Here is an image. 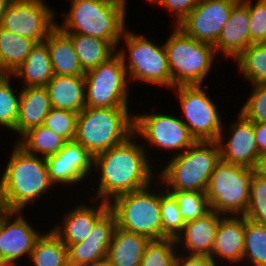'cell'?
<instances>
[{
	"label": "cell",
	"instance_id": "43",
	"mask_svg": "<svg viewBox=\"0 0 266 266\" xmlns=\"http://www.w3.org/2000/svg\"><path fill=\"white\" fill-rule=\"evenodd\" d=\"M175 266H220V263L218 265L211 256L188 255L178 251Z\"/></svg>",
	"mask_w": 266,
	"mask_h": 266
},
{
	"label": "cell",
	"instance_id": "46",
	"mask_svg": "<svg viewBox=\"0 0 266 266\" xmlns=\"http://www.w3.org/2000/svg\"><path fill=\"white\" fill-rule=\"evenodd\" d=\"M12 0H0V27L2 26L3 17L5 11L7 10L8 6L10 5Z\"/></svg>",
	"mask_w": 266,
	"mask_h": 266
},
{
	"label": "cell",
	"instance_id": "30",
	"mask_svg": "<svg viewBox=\"0 0 266 266\" xmlns=\"http://www.w3.org/2000/svg\"><path fill=\"white\" fill-rule=\"evenodd\" d=\"M36 43L0 27V64L11 75L25 61Z\"/></svg>",
	"mask_w": 266,
	"mask_h": 266
},
{
	"label": "cell",
	"instance_id": "31",
	"mask_svg": "<svg viewBox=\"0 0 266 266\" xmlns=\"http://www.w3.org/2000/svg\"><path fill=\"white\" fill-rule=\"evenodd\" d=\"M34 266H69L68 249L50 229L36 240L29 262Z\"/></svg>",
	"mask_w": 266,
	"mask_h": 266
},
{
	"label": "cell",
	"instance_id": "27",
	"mask_svg": "<svg viewBox=\"0 0 266 266\" xmlns=\"http://www.w3.org/2000/svg\"><path fill=\"white\" fill-rule=\"evenodd\" d=\"M11 75L14 79H24L20 88L45 86L54 76L47 43H36L25 61Z\"/></svg>",
	"mask_w": 266,
	"mask_h": 266
},
{
	"label": "cell",
	"instance_id": "17",
	"mask_svg": "<svg viewBox=\"0 0 266 266\" xmlns=\"http://www.w3.org/2000/svg\"><path fill=\"white\" fill-rule=\"evenodd\" d=\"M228 126V130H224L226 127L223 125L217 139L220 160L253 168L260 154L256 144L253 122L248 121L238 112L236 121H232ZM224 132L225 134H223Z\"/></svg>",
	"mask_w": 266,
	"mask_h": 266
},
{
	"label": "cell",
	"instance_id": "16",
	"mask_svg": "<svg viewBox=\"0 0 266 266\" xmlns=\"http://www.w3.org/2000/svg\"><path fill=\"white\" fill-rule=\"evenodd\" d=\"M93 155L80 143L67 141L55 155L45 158L50 181L54 185H78L93 171ZM77 183V184H76Z\"/></svg>",
	"mask_w": 266,
	"mask_h": 266
},
{
	"label": "cell",
	"instance_id": "33",
	"mask_svg": "<svg viewBox=\"0 0 266 266\" xmlns=\"http://www.w3.org/2000/svg\"><path fill=\"white\" fill-rule=\"evenodd\" d=\"M242 264L266 266V225L257 224L246 217Z\"/></svg>",
	"mask_w": 266,
	"mask_h": 266
},
{
	"label": "cell",
	"instance_id": "23",
	"mask_svg": "<svg viewBox=\"0 0 266 266\" xmlns=\"http://www.w3.org/2000/svg\"><path fill=\"white\" fill-rule=\"evenodd\" d=\"M51 109L45 86L21 88L18 119L12 133L20 138L29 129L43 125Z\"/></svg>",
	"mask_w": 266,
	"mask_h": 266
},
{
	"label": "cell",
	"instance_id": "7",
	"mask_svg": "<svg viewBox=\"0 0 266 266\" xmlns=\"http://www.w3.org/2000/svg\"><path fill=\"white\" fill-rule=\"evenodd\" d=\"M164 42L173 88L178 85H202L215 63L213 45L197 41L178 26Z\"/></svg>",
	"mask_w": 266,
	"mask_h": 266
},
{
	"label": "cell",
	"instance_id": "26",
	"mask_svg": "<svg viewBox=\"0 0 266 266\" xmlns=\"http://www.w3.org/2000/svg\"><path fill=\"white\" fill-rule=\"evenodd\" d=\"M45 42L54 75H85L71 39L57 26L48 34Z\"/></svg>",
	"mask_w": 266,
	"mask_h": 266
},
{
	"label": "cell",
	"instance_id": "42",
	"mask_svg": "<svg viewBox=\"0 0 266 266\" xmlns=\"http://www.w3.org/2000/svg\"><path fill=\"white\" fill-rule=\"evenodd\" d=\"M170 12L177 26L198 4L199 0H148Z\"/></svg>",
	"mask_w": 266,
	"mask_h": 266
},
{
	"label": "cell",
	"instance_id": "5",
	"mask_svg": "<svg viewBox=\"0 0 266 266\" xmlns=\"http://www.w3.org/2000/svg\"><path fill=\"white\" fill-rule=\"evenodd\" d=\"M129 108L85 107L77 116L74 140L93 157L117 146L134 134V115Z\"/></svg>",
	"mask_w": 266,
	"mask_h": 266
},
{
	"label": "cell",
	"instance_id": "13",
	"mask_svg": "<svg viewBox=\"0 0 266 266\" xmlns=\"http://www.w3.org/2000/svg\"><path fill=\"white\" fill-rule=\"evenodd\" d=\"M56 16L55 9L45 0H12L1 27L39 43L56 27Z\"/></svg>",
	"mask_w": 266,
	"mask_h": 266
},
{
	"label": "cell",
	"instance_id": "15",
	"mask_svg": "<svg viewBox=\"0 0 266 266\" xmlns=\"http://www.w3.org/2000/svg\"><path fill=\"white\" fill-rule=\"evenodd\" d=\"M22 214L21 210H8L0 221V263L18 264L24 256L29 261L36 240L44 232L35 229Z\"/></svg>",
	"mask_w": 266,
	"mask_h": 266
},
{
	"label": "cell",
	"instance_id": "38",
	"mask_svg": "<svg viewBox=\"0 0 266 266\" xmlns=\"http://www.w3.org/2000/svg\"><path fill=\"white\" fill-rule=\"evenodd\" d=\"M244 216L257 224L266 225V180L254 174L250 182L249 206Z\"/></svg>",
	"mask_w": 266,
	"mask_h": 266
},
{
	"label": "cell",
	"instance_id": "9",
	"mask_svg": "<svg viewBox=\"0 0 266 266\" xmlns=\"http://www.w3.org/2000/svg\"><path fill=\"white\" fill-rule=\"evenodd\" d=\"M252 176V168L220 160L206 190L210 209L222 215L244 216L249 206Z\"/></svg>",
	"mask_w": 266,
	"mask_h": 266
},
{
	"label": "cell",
	"instance_id": "11",
	"mask_svg": "<svg viewBox=\"0 0 266 266\" xmlns=\"http://www.w3.org/2000/svg\"><path fill=\"white\" fill-rule=\"evenodd\" d=\"M204 85H178L172 88L179 98L180 119L196 141H217L222 130L219 107Z\"/></svg>",
	"mask_w": 266,
	"mask_h": 266
},
{
	"label": "cell",
	"instance_id": "29",
	"mask_svg": "<svg viewBox=\"0 0 266 266\" xmlns=\"http://www.w3.org/2000/svg\"><path fill=\"white\" fill-rule=\"evenodd\" d=\"M16 141L27 153L43 158L55 155L67 142L44 125L29 129L20 137V140L17 138Z\"/></svg>",
	"mask_w": 266,
	"mask_h": 266
},
{
	"label": "cell",
	"instance_id": "20",
	"mask_svg": "<svg viewBox=\"0 0 266 266\" xmlns=\"http://www.w3.org/2000/svg\"><path fill=\"white\" fill-rule=\"evenodd\" d=\"M224 216L210 210L203 217L186 222L175 239L177 250L188 255L211 256L217 228Z\"/></svg>",
	"mask_w": 266,
	"mask_h": 266
},
{
	"label": "cell",
	"instance_id": "24",
	"mask_svg": "<svg viewBox=\"0 0 266 266\" xmlns=\"http://www.w3.org/2000/svg\"><path fill=\"white\" fill-rule=\"evenodd\" d=\"M54 109L80 113L85 107V77L54 75L45 85Z\"/></svg>",
	"mask_w": 266,
	"mask_h": 266
},
{
	"label": "cell",
	"instance_id": "6",
	"mask_svg": "<svg viewBox=\"0 0 266 266\" xmlns=\"http://www.w3.org/2000/svg\"><path fill=\"white\" fill-rule=\"evenodd\" d=\"M122 40L125 41L126 49L122 45L117 47V54L122 58L129 83L133 80L164 86L169 90L173 88L164 43L157 45L143 34L129 31V28L125 29L119 45Z\"/></svg>",
	"mask_w": 266,
	"mask_h": 266
},
{
	"label": "cell",
	"instance_id": "37",
	"mask_svg": "<svg viewBox=\"0 0 266 266\" xmlns=\"http://www.w3.org/2000/svg\"><path fill=\"white\" fill-rule=\"evenodd\" d=\"M162 231L168 238H174L183 231L186 222L180 216L178 202L175 197L162 187L161 191Z\"/></svg>",
	"mask_w": 266,
	"mask_h": 266
},
{
	"label": "cell",
	"instance_id": "14",
	"mask_svg": "<svg viewBox=\"0 0 266 266\" xmlns=\"http://www.w3.org/2000/svg\"><path fill=\"white\" fill-rule=\"evenodd\" d=\"M239 0H199L196 7L177 25L186 35L215 45Z\"/></svg>",
	"mask_w": 266,
	"mask_h": 266
},
{
	"label": "cell",
	"instance_id": "18",
	"mask_svg": "<svg viewBox=\"0 0 266 266\" xmlns=\"http://www.w3.org/2000/svg\"><path fill=\"white\" fill-rule=\"evenodd\" d=\"M115 228L116 217L109 209L85 240L67 248L69 266H94L106 260Z\"/></svg>",
	"mask_w": 266,
	"mask_h": 266
},
{
	"label": "cell",
	"instance_id": "25",
	"mask_svg": "<svg viewBox=\"0 0 266 266\" xmlns=\"http://www.w3.org/2000/svg\"><path fill=\"white\" fill-rule=\"evenodd\" d=\"M150 239L116 226L107 253V260L114 266H140Z\"/></svg>",
	"mask_w": 266,
	"mask_h": 266
},
{
	"label": "cell",
	"instance_id": "48",
	"mask_svg": "<svg viewBox=\"0 0 266 266\" xmlns=\"http://www.w3.org/2000/svg\"><path fill=\"white\" fill-rule=\"evenodd\" d=\"M94 266H114V265H112V264L106 259V260H103V261L97 263V264L94 265Z\"/></svg>",
	"mask_w": 266,
	"mask_h": 266
},
{
	"label": "cell",
	"instance_id": "28",
	"mask_svg": "<svg viewBox=\"0 0 266 266\" xmlns=\"http://www.w3.org/2000/svg\"><path fill=\"white\" fill-rule=\"evenodd\" d=\"M72 41L82 69L86 72L107 62L117 53V49L108 41L79 33H65Z\"/></svg>",
	"mask_w": 266,
	"mask_h": 266
},
{
	"label": "cell",
	"instance_id": "10",
	"mask_svg": "<svg viewBox=\"0 0 266 266\" xmlns=\"http://www.w3.org/2000/svg\"><path fill=\"white\" fill-rule=\"evenodd\" d=\"M85 104L93 108H129V80L116 53L107 62L85 72Z\"/></svg>",
	"mask_w": 266,
	"mask_h": 266
},
{
	"label": "cell",
	"instance_id": "21",
	"mask_svg": "<svg viewBox=\"0 0 266 266\" xmlns=\"http://www.w3.org/2000/svg\"><path fill=\"white\" fill-rule=\"evenodd\" d=\"M250 18L247 5L239 0L232 8L226 25L223 27L216 44V54L235 60L249 45Z\"/></svg>",
	"mask_w": 266,
	"mask_h": 266
},
{
	"label": "cell",
	"instance_id": "3",
	"mask_svg": "<svg viewBox=\"0 0 266 266\" xmlns=\"http://www.w3.org/2000/svg\"><path fill=\"white\" fill-rule=\"evenodd\" d=\"M127 0H70L62 24L64 33H79L108 40L116 49L127 28Z\"/></svg>",
	"mask_w": 266,
	"mask_h": 266
},
{
	"label": "cell",
	"instance_id": "39",
	"mask_svg": "<svg viewBox=\"0 0 266 266\" xmlns=\"http://www.w3.org/2000/svg\"><path fill=\"white\" fill-rule=\"evenodd\" d=\"M251 94L239 113L253 123H266V83L251 85Z\"/></svg>",
	"mask_w": 266,
	"mask_h": 266
},
{
	"label": "cell",
	"instance_id": "22",
	"mask_svg": "<svg viewBox=\"0 0 266 266\" xmlns=\"http://www.w3.org/2000/svg\"><path fill=\"white\" fill-rule=\"evenodd\" d=\"M245 216L225 215L217 228L211 257L218 263L242 264L244 251Z\"/></svg>",
	"mask_w": 266,
	"mask_h": 266
},
{
	"label": "cell",
	"instance_id": "34",
	"mask_svg": "<svg viewBox=\"0 0 266 266\" xmlns=\"http://www.w3.org/2000/svg\"><path fill=\"white\" fill-rule=\"evenodd\" d=\"M12 75L0 77V127L13 132L18 119L20 91L17 93L12 87Z\"/></svg>",
	"mask_w": 266,
	"mask_h": 266
},
{
	"label": "cell",
	"instance_id": "4",
	"mask_svg": "<svg viewBox=\"0 0 266 266\" xmlns=\"http://www.w3.org/2000/svg\"><path fill=\"white\" fill-rule=\"evenodd\" d=\"M157 173L166 191L206 192L216 164L220 161L217 141H196L184 152L171 156Z\"/></svg>",
	"mask_w": 266,
	"mask_h": 266
},
{
	"label": "cell",
	"instance_id": "50",
	"mask_svg": "<svg viewBox=\"0 0 266 266\" xmlns=\"http://www.w3.org/2000/svg\"><path fill=\"white\" fill-rule=\"evenodd\" d=\"M5 75L7 74L3 71V68L1 67V64H0V77L5 76Z\"/></svg>",
	"mask_w": 266,
	"mask_h": 266
},
{
	"label": "cell",
	"instance_id": "40",
	"mask_svg": "<svg viewBox=\"0 0 266 266\" xmlns=\"http://www.w3.org/2000/svg\"><path fill=\"white\" fill-rule=\"evenodd\" d=\"M77 113L52 108L45 117L44 126L62 136L66 141H74Z\"/></svg>",
	"mask_w": 266,
	"mask_h": 266
},
{
	"label": "cell",
	"instance_id": "41",
	"mask_svg": "<svg viewBox=\"0 0 266 266\" xmlns=\"http://www.w3.org/2000/svg\"><path fill=\"white\" fill-rule=\"evenodd\" d=\"M248 7L251 44L266 43V0H242Z\"/></svg>",
	"mask_w": 266,
	"mask_h": 266
},
{
	"label": "cell",
	"instance_id": "8",
	"mask_svg": "<svg viewBox=\"0 0 266 266\" xmlns=\"http://www.w3.org/2000/svg\"><path fill=\"white\" fill-rule=\"evenodd\" d=\"M155 182L140 190L119 195L109 203L118 228L144 235L150 240L168 238L162 231L160 209L162 189L157 191L162 183L160 182L156 189L153 187Z\"/></svg>",
	"mask_w": 266,
	"mask_h": 266
},
{
	"label": "cell",
	"instance_id": "36",
	"mask_svg": "<svg viewBox=\"0 0 266 266\" xmlns=\"http://www.w3.org/2000/svg\"><path fill=\"white\" fill-rule=\"evenodd\" d=\"M177 244L174 238L150 240L140 266H175Z\"/></svg>",
	"mask_w": 266,
	"mask_h": 266
},
{
	"label": "cell",
	"instance_id": "47",
	"mask_svg": "<svg viewBox=\"0 0 266 266\" xmlns=\"http://www.w3.org/2000/svg\"><path fill=\"white\" fill-rule=\"evenodd\" d=\"M8 212V208L6 206V203L4 202V199L2 197V194L0 192V221L2 217Z\"/></svg>",
	"mask_w": 266,
	"mask_h": 266
},
{
	"label": "cell",
	"instance_id": "2",
	"mask_svg": "<svg viewBox=\"0 0 266 266\" xmlns=\"http://www.w3.org/2000/svg\"><path fill=\"white\" fill-rule=\"evenodd\" d=\"M12 148L0 178V192L8 210L25 211L49 193L54 184L49 179L45 158L27 153L16 142Z\"/></svg>",
	"mask_w": 266,
	"mask_h": 266
},
{
	"label": "cell",
	"instance_id": "19",
	"mask_svg": "<svg viewBox=\"0 0 266 266\" xmlns=\"http://www.w3.org/2000/svg\"><path fill=\"white\" fill-rule=\"evenodd\" d=\"M90 201L92 203L81 202L69 209L63 215V222L57 223L51 229L67 248L85 240L96 222L110 209L108 202L96 199Z\"/></svg>",
	"mask_w": 266,
	"mask_h": 266
},
{
	"label": "cell",
	"instance_id": "1",
	"mask_svg": "<svg viewBox=\"0 0 266 266\" xmlns=\"http://www.w3.org/2000/svg\"><path fill=\"white\" fill-rule=\"evenodd\" d=\"M138 141L139 137L133 134L123 143L94 156L93 171L99 181L95 195L90 198L110 203L119 195L157 181L148 146Z\"/></svg>",
	"mask_w": 266,
	"mask_h": 266
},
{
	"label": "cell",
	"instance_id": "12",
	"mask_svg": "<svg viewBox=\"0 0 266 266\" xmlns=\"http://www.w3.org/2000/svg\"><path fill=\"white\" fill-rule=\"evenodd\" d=\"M134 134L146 143L148 141L150 148L168 150L174 153L172 156L184 152L196 142L180 117L153 111L134 115Z\"/></svg>",
	"mask_w": 266,
	"mask_h": 266
},
{
	"label": "cell",
	"instance_id": "35",
	"mask_svg": "<svg viewBox=\"0 0 266 266\" xmlns=\"http://www.w3.org/2000/svg\"><path fill=\"white\" fill-rule=\"evenodd\" d=\"M171 193L178 202L180 216L185 222L193 221L203 217L211 209L202 191H167Z\"/></svg>",
	"mask_w": 266,
	"mask_h": 266
},
{
	"label": "cell",
	"instance_id": "44",
	"mask_svg": "<svg viewBox=\"0 0 266 266\" xmlns=\"http://www.w3.org/2000/svg\"><path fill=\"white\" fill-rule=\"evenodd\" d=\"M259 153L266 151V123H253Z\"/></svg>",
	"mask_w": 266,
	"mask_h": 266
},
{
	"label": "cell",
	"instance_id": "45",
	"mask_svg": "<svg viewBox=\"0 0 266 266\" xmlns=\"http://www.w3.org/2000/svg\"><path fill=\"white\" fill-rule=\"evenodd\" d=\"M252 169L255 176L266 180V151L259 154Z\"/></svg>",
	"mask_w": 266,
	"mask_h": 266
},
{
	"label": "cell",
	"instance_id": "32",
	"mask_svg": "<svg viewBox=\"0 0 266 266\" xmlns=\"http://www.w3.org/2000/svg\"><path fill=\"white\" fill-rule=\"evenodd\" d=\"M234 62L250 85L266 83V43L249 45Z\"/></svg>",
	"mask_w": 266,
	"mask_h": 266
},
{
	"label": "cell",
	"instance_id": "49",
	"mask_svg": "<svg viewBox=\"0 0 266 266\" xmlns=\"http://www.w3.org/2000/svg\"><path fill=\"white\" fill-rule=\"evenodd\" d=\"M0 266H18L17 264L0 263Z\"/></svg>",
	"mask_w": 266,
	"mask_h": 266
}]
</instances>
